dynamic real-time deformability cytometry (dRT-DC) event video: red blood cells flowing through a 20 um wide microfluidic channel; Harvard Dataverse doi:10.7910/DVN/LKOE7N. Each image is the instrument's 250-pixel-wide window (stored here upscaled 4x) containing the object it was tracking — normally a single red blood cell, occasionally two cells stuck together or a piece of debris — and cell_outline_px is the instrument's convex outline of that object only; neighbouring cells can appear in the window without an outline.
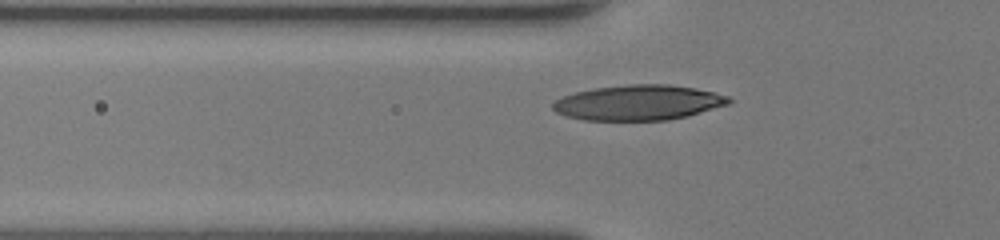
{"species": "human", "species_latin": "Homo sapiens", "temperature_condition": "room temperature", "stored_images_in_passage": 30, "camera_frame_rate_fps": 3000, "um_per_image_px": 0.085, "donor": {"sex": "female"}, "frame": {"image": 1, "passage_image": 7, "time_ms": 2.0, "image_size_px": [1000, 240], "cell_outline_px": [[732, 104], [688, 116], [668, 120], [584, 120], [568, 116], [556, 112], [552, 108], [552, 104], [556, 100], [564, 96], [576, 92], [596, 88], [628, 84], [668, 84], [696, 88], [716, 92], [728, 96], [732, 100]], "centroid_in_image_um": [54.34, 8.72], "position_along_channel_um": 71.5, "area_um2": 36.24}}
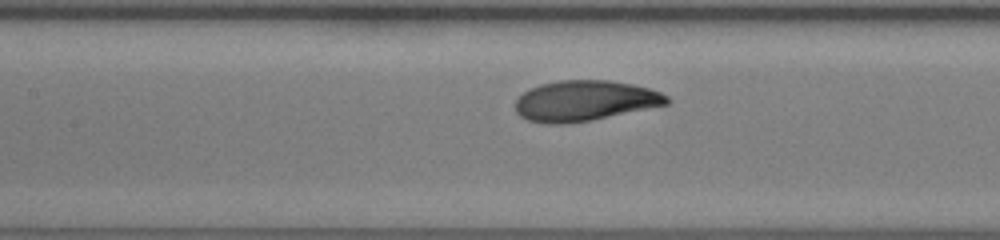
{"frame": {"image": 2, "passage_image": 13, "time_ms": 4.0, "image_size_px": [1000, 240], "cell_outline_px": [[672, 100], [668, 104], [592, 120], [564, 124], [544, 124], [528, 120], [520, 116], [516, 112], [516, 100], [528, 88], [540, 84], [560, 80], [608, 80], [632, 84], [648, 88], [660, 92], [668, 96]], "centroid_in_image_um": [49.7, 8.57], "position_along_channel_um": 157.7, "area_um2": 35.84}}
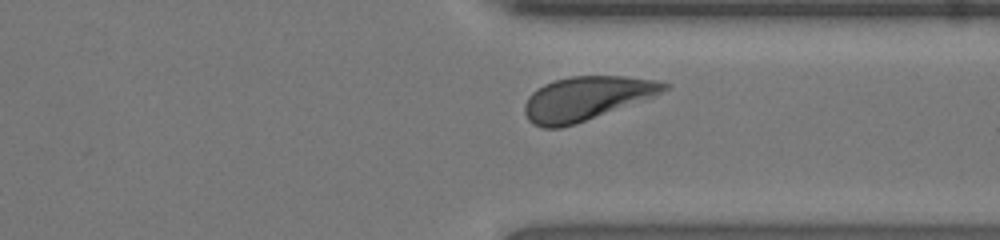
{"frame": {"image": 3, "passage_image": 27, "time_ms": 8.667, "image_size_px": [1000, 240], "cell_outline_px": [[672, 84], [668, 88], [652, 96], [584, 120], [560, 128], [544, 128], [532, 124], [528, 120], [524, 112], [524, 104], [528, 96], [536, 88], [544, 84], [556, 80], [572, 76], [624, 76], [656, 80]], "centroid_in_image_um": [49.77, 8.35], "position_along_channel_um": 361.6, "area_um2": 34.91}, "authors_computed_cell_mechanics": {"area_um2": 35.2291, "velocity_mm_per_s": 4.3681, "shape_relaxation_time_tau1_ms": 2.4138, "shape_relaxation_time_tau2_ms": null, "deformation_change_tau1": 0.1643, "deformation_change_tau2": null}}